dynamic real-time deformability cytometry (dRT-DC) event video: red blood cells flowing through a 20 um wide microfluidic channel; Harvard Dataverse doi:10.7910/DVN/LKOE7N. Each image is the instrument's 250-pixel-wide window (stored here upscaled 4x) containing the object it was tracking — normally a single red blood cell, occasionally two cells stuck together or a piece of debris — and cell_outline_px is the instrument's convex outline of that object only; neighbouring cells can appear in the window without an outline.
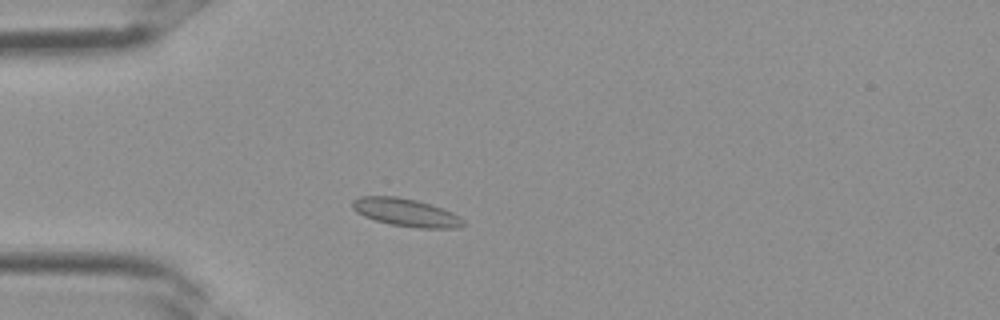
{"species": "Egyptian fruit bat (a non-hibernating species)", "species_latin": "Rousettus aegyptiacus", "temperature_condition": "room temperature", "stored_images_in_passage": 2, "camera_frame_rate_fps": 3000, "um_per_image_px": 0.085, "frame": {"image": 1, "passage_image": 2, "time_ms": 0.333, "image_size_px": [1000, 320], "cell_outline_px": [[464, 224], [456, 228], [420, 228], [388, 224], [364, 216], [356, 212], [352, 208], [352, 200], [360, 196], [396, 196], [416, 200], [452, 212], [460, 216], [464, 220]], "centroid_in_image_um": [34.47, 18.06], "position_along_channel_um": 50.5, "area_um2": 17.92}}